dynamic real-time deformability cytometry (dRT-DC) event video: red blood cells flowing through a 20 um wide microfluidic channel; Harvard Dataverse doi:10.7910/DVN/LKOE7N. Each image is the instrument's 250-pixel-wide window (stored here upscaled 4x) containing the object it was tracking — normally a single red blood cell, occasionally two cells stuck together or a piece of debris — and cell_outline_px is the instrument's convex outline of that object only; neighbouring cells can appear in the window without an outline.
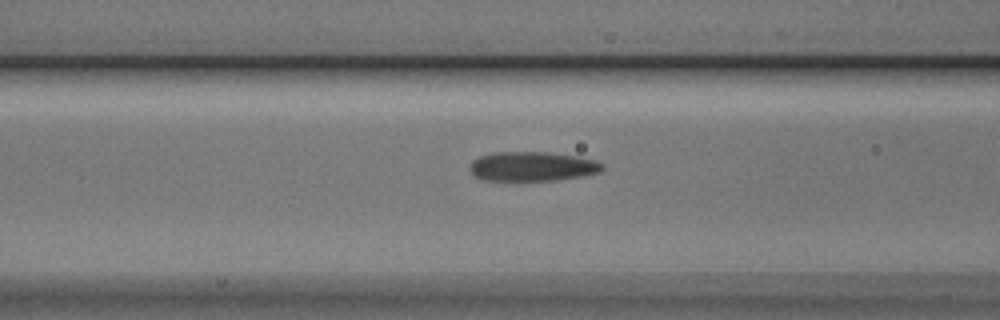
{"species": "Egyptian fruit bat (a non-hibernating species)", "species_latin": "Rousettus aegyptiacus", "temperature_condition": "cold", "stored_images_in_passage": 7, "camera_frame_rate_fps": 3000, "um_per_image_px": 0.085, "animal": {"sex": "male"}, "frame": {"image": 1, "passage_image": 6, "time_ms": 1.667, "image_size_px": [1000, 320], "cell_outline_px": [[604, 168], [600, 172], [580, 176], [556, 180], [480, 180], [468, 168], [472, 160], [480, 156], [492, 152], [548, 152], [576, 156], [596, 160], [604, 164]], "centroid_in_image_um": [45.24, 14.14], "position_along_channel_um": 121.4, "area_um2": 22.77}}